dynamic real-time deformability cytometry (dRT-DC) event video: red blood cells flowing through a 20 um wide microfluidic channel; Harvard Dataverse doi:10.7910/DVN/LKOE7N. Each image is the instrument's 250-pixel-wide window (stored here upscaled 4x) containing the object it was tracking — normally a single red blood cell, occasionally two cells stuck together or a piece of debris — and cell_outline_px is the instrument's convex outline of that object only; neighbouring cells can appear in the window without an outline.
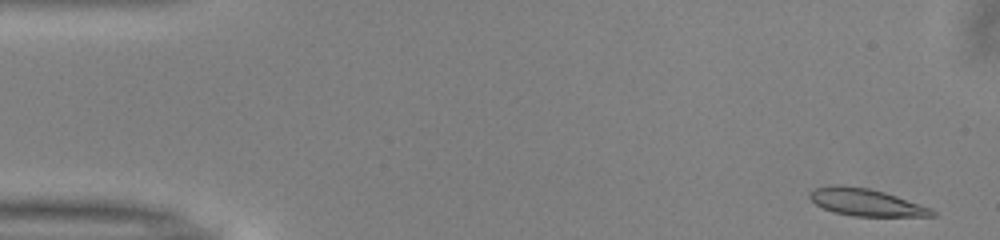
{"species": "common noctule bat (a hibernating species)", "species_latin": "Nyctalus noctula", "temperature_condition": "warm", "stored_images_in_passage": 50, "camera_frame_rate_fps": 3000, "um_per_image_px": 0.085, "animal": {"sex": "male", "body_mass_g": 13.0, "forearm_length_mm": 53.1}, "frame": {"image": 1, "passage_image": 1, "time_ms": 0.0, "image_size_px": [1000, 240], "cell_outline_px": [[936, 216], [852, 216], [832, 212], [816, 204], [808, 196], [808, 192], [816, 188], [836, 184], [840, 184], [868, 188], [884, 192], [932, 208], [936, 212]], "centroid_in_image_um": [73.59, 17.19], "position_along_channel_um": 11.4, "area_um2": 19.42}}
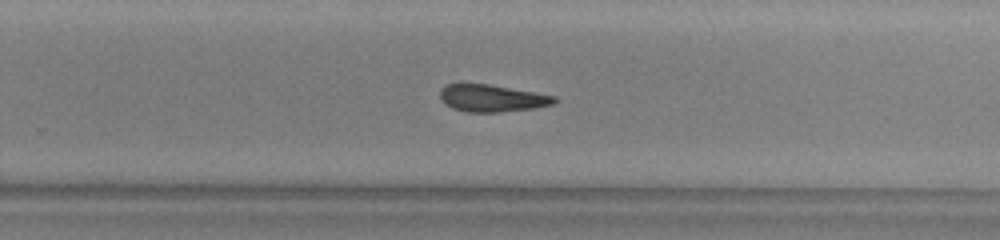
{"frame": {"image": 2, "passage_image": 31, "time_ms": 10.0, "image_size_px": [1000, 240], "cell_outline_px": [[556, 100], [552, 104], [532, 108], [500, 112], [468, 112], [452, 108], [444, 104], [440, 96], [440, 88], [448, 84], [460, 80], [488, 84], [556, 96]], "centroid_in_image_um": [41.7, 8.31], "position_along_channel_um": 288.1, "area_um2": 18.44}}
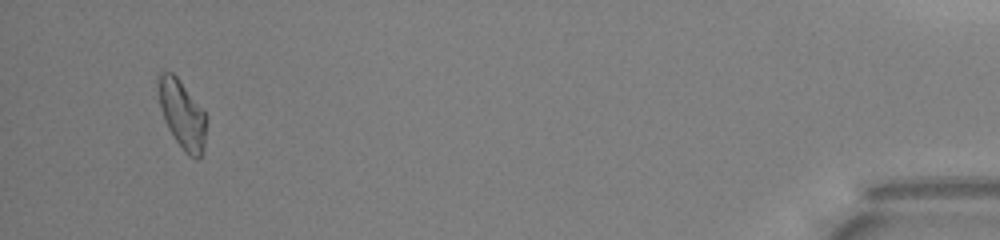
{"frame": {"image": 3, "passage_image": 47, "time_ms": 15.333, "image_size_px": [1000, 240], "cell_outline_px": [[208, 116], [204, 152], [196, 160], [188, 156], [176, 140], [168, 128], [164, 120], [160, 108], [156, 84], [156, 76], [160, 72], [172, 72], [176, 76]], "centroid_in_image_um": [15.48, 9.73], "position_along_channel_um": 419.7, "area_um2": 19.54}, "authors_computed_cell_mechanics": {"area_um2": 19.2763, "velocity_mm_per_s": 4.0137, "shape_relaxation_time_tau1_ms": 8.6172, "shape_relaxation_time_tau2_ms": 6.4384, "deformation_change_tau1": 0.217, "deformation_change_tau2": 0.1276}}